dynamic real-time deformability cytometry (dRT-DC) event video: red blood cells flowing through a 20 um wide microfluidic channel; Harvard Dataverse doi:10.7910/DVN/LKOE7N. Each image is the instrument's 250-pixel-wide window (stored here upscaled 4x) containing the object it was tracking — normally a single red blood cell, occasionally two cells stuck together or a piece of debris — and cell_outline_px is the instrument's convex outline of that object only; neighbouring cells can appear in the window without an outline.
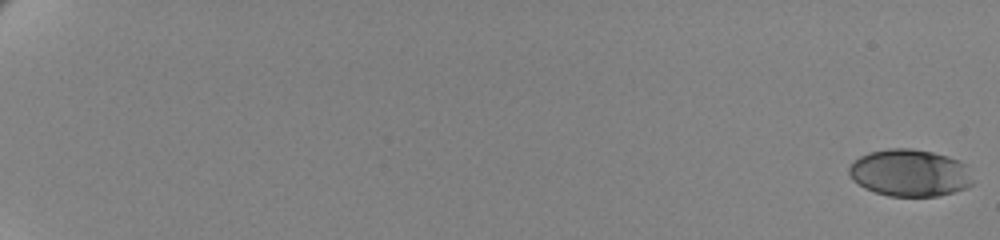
{"species": "human", "species_latin": "Homo sapiens", "temperature_condition": "cold", "stored_images_in_passage": 63, "camera_frame_rate_fps": 3000, "um_per_image_px": 0.085, "donor": {"sex": "female"}, "frame": {"image": 1, "passage_image": 1, "time_ms": 0.0, "image_size_px": [1000, 240], "cell_outline_px": [[972, 184], [964, 188], [940, 196], [888, 196], [864, 188], [852, 180], [848, 172], [848, 168], [860, 156], [868, 152], [888, 148], [912, 148], [932, 152], [948, 156], [964, 164], [972, 180]], "centroid_in_image_um": [77.28, 14.69], "position_along_channel_um": 7.7, "area_um2": 33.81}}
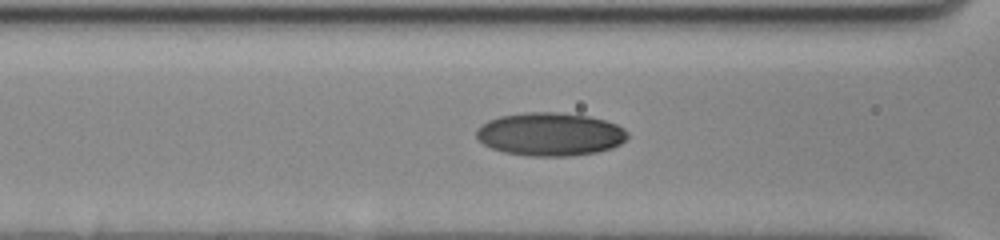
{"frame": {"image": 2, "passage_image": 31, "time_ms": 10.0, "image_size_px": [1000, 240], "cell_outline_px": [[628, 136], [620, 144], [612, 148], [596, 152], [572, 156], [528, 156], [504, 152], [492, 148], [484, 144], [476, 136], [476, 128], [480, 124], [488, 120], [500, 116], [524, 112], [556, 112], [588, 116], [604, 120], [616, 124], [624, 128], [628, 132]], "centroid_in_image_um": [46.74, 11.4], "position_along_channel_um": 119.9, "area_um2": 38.21}}
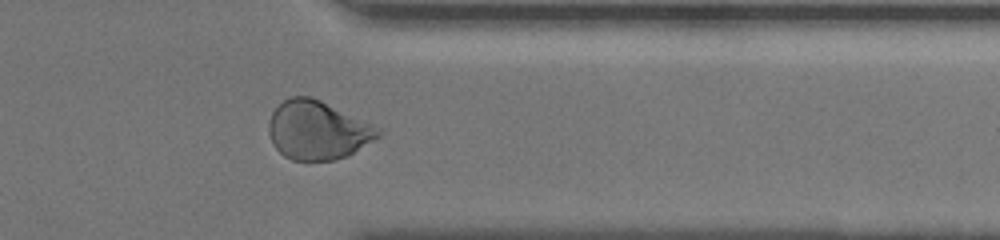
{"frame": {"image": 3, "passage_image": 54, "time_ms": 17.667, "image_size_px": [1000, 240], "cell_outline_px": [[384, 132], [380, 136], [348, 156], [336, 160], [292, 160], [284, 156], [276, 148], [268, 132], [268, 124], [272, 112], [284, 100], [292, 96], [312, 96], [372, 124]], "centroid_in_image_um": [27.0, 11.07], "position_along_channel_um": 384.4, "area_um2": 37.28}, "authors_computed_cell_mechanics": {"area_um2": 35.547, "velocity_mm_per_s": 3.4486, "shape_relaxation_time_tau1_ms": 5.1118, "shape_relaxation_time_tau2_ms": 1.3419, "deformation_change_tau1": 0.17, "deformation_change_tau2": 0.041}}